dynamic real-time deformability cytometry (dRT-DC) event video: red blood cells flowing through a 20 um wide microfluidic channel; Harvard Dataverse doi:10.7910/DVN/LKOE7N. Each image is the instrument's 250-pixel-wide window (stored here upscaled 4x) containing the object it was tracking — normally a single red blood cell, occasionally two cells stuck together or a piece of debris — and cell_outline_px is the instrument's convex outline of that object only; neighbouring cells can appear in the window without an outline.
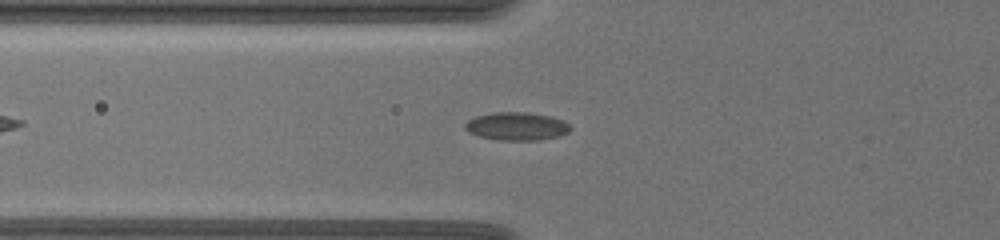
{"species": "common noctule bat (a hibernating species)", "species_latin": "Nyctalus noctula", "temperature_condition": "warm", "stored_images_in_passage": 46, "camera_frame_rate_fps": 3000, "um_per_image_px": 0.085, "animal": {"sex": "female", "body_mass_g": 19.5, "forearm_length_mm": 54.1}, "frame": {"image": 1, "passage_image": 9, "time_ms": 2.667, "image_size_px": [1000, 240], "cell_outline_px": [[572, 128], [568, 132], [560, 136], [540, 140], [500, 140], [476, 136], [468, 132], [464, 128], [464, 124], [468, 120], [476, 116], [492, 112], [528, 112], [548, 116], [560, 120], [568, 124]], "centroid_in_image_um": [43.87, 10.74], "position_along_channel_um": 81.9, "area_um2": 17.28}}
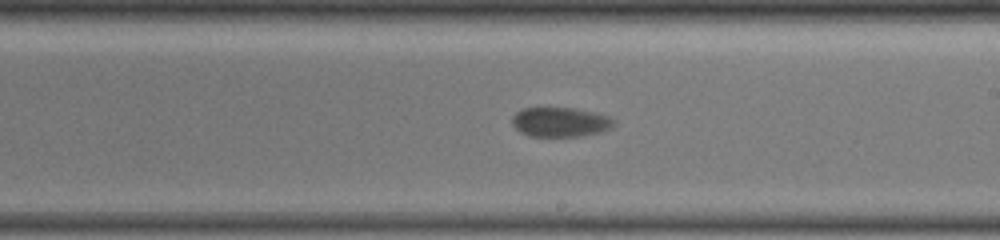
{"frame": {"image": 2, "passage_image": 23, "time_ms": 7.333, "image_size_px": [1000, 240], "cell_outline_px": [[616, 124], [612, 128], [600, 132], [580, 136], [528, 136], [520, 132], [512, 124], [512, 116], [516, 112], [524, 108], [572, 108], [596, 112], [608, 116]], "centroid_in_image_um": [47.62, 10.37], "position_along_channel_um": 241.4, "area_um2": 17.51}}
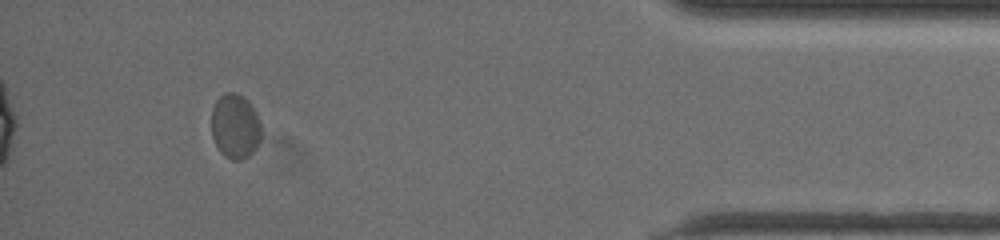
{"frame": {"image": 3, "passage_image": 42, "time_ms": 13.667, "image_size_px": [1000, 240], "cell_outline_px": [[260, 140], [256, 148], [244, 160], [232, 160], [224, 156], [220, 152], [212, 136], [212, 108], [216, 100], [224, 92], [236, 92], [244, 96], [248, 100], [256, 112], [260, 120]], "centroid_in_image_um": [19.99, 10.72], "position_along_channel_um": 415.2, "area_um2": 19.02}, "authors_computed_cell_mechanics": {"area_um2": 18.0914, "velocity_mm_per_s": 3.4382, "shape_relaxation_time_tau1_ms": 4.5326, "shape_relaxation_time_tau2_ms": null, "deformation_change_tau1": 0.0513, "deformation_change_tau2": null}}